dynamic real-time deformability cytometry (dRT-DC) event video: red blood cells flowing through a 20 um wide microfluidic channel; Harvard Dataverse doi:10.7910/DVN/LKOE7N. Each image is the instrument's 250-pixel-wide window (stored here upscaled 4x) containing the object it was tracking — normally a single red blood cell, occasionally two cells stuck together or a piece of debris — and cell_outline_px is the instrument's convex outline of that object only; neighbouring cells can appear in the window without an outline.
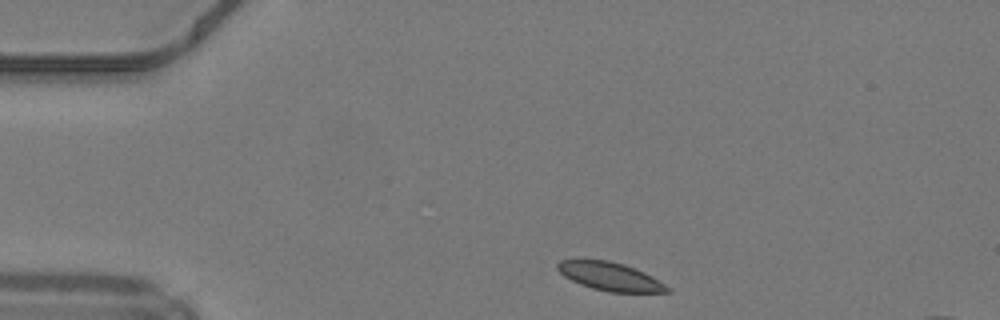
{"species": "common noctule bat (a hibernating species)", "species_latin": "Nyctalus noctula", "temperature_condition": "warm", "stored_images_in_passage": 41, "camera_frame_rate_fps": 3000, "um_per_image_px": 0.085, "animal": {"sex": "male", "body_mass_g": 19.2, "forearm_length_mm": 51.8}, "frame": {"image": 1, "passage_image": 1, "time_ms": 0.0, "image_size_px": [1000, 320], "cell_outline_px": [[672, 292], [608, 292], [592, 288], [580, 284], [564, 276], [556, 268], [556, 264], [560, 260], [580, 256], [608, 260], [624, 264], [644, 272], [652, 276], [672, 288]], "centroid_in_image_um": [51.8, 23.45], "position_along_channel_um": 33.2, "area_um2": 18.79}}
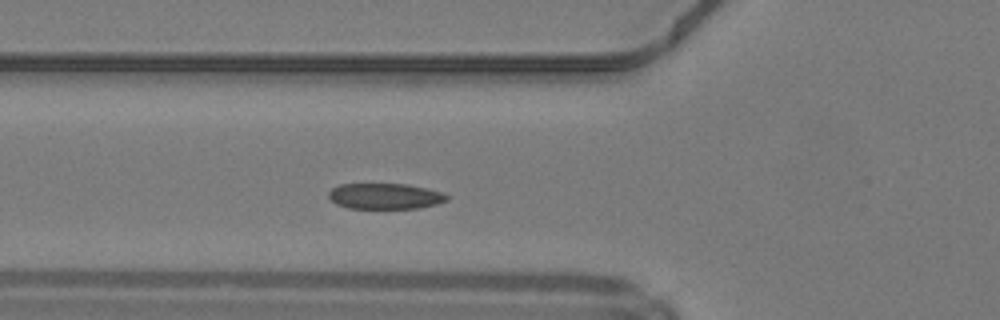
{"frame": {"image": 2, "passage_image": 9, "time_ms": 2.667, "image_size_px": [1000, 320], "cell_outline_px": [[448, 200], [436, 204], [416, 208], [348, 208], [336, 204], [328, 196], [328, 192], [332, 188], [340, 184], [408, 184], [428, 188], [444, 192], [448, 196]], "centroid_in_image_um": [32.74, 16.66], "position_along_channel_um": 93.1, "area_um2": 17.8}}
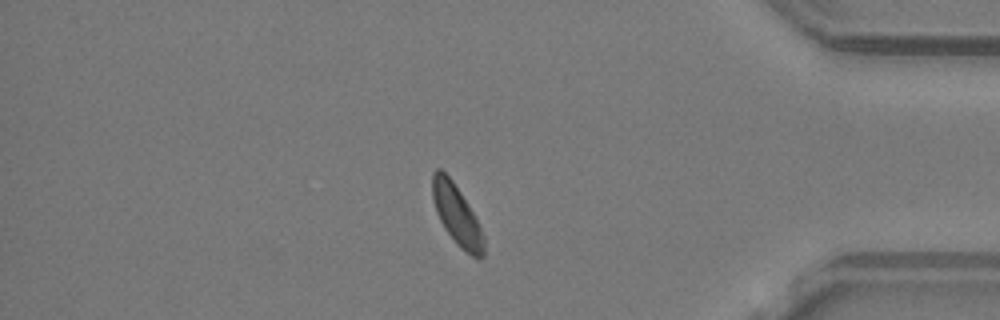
{"frame": {"image": 3, "passage_image": 33, "time_ms": 10.667, "image_size_px": [1000, 320], "cell_outline_px": [[484, 256], [480, 260], [472, 256], [460, 248], [456, 244], [444, 228], [436, 212], [432, 200], [432, 172], [436, 168], [440, 168], [452, 180], [460, 192], [472, 212], [484, 236]], "centroid_in_image_um": [38.8, 18.29], "position_along_channel_um": 396.4, "area_um2": 17.92}}